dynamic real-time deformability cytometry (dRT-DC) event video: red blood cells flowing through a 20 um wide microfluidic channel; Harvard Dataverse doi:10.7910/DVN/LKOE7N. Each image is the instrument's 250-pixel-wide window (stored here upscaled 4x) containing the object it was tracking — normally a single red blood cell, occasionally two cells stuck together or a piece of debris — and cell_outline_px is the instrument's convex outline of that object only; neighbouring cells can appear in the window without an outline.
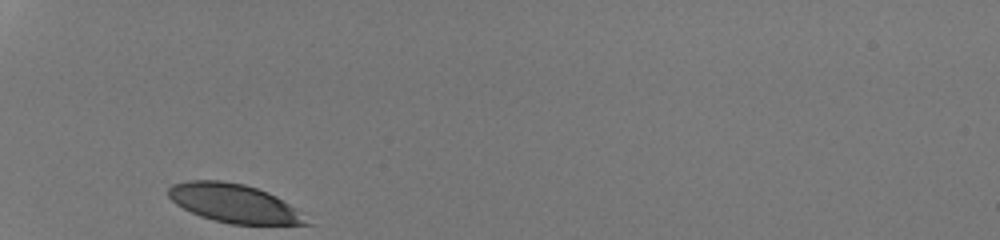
{"species": "human", "species_latin": "Homo sapiens", "temperature_condition": "room temperature", "stored_images_in_passage": 27, "camera_frame_rate_fps": 3000, "um_per_image_px": 0.085, "donor": {"sex": "male"}, "frame": {"image": 1, "passage_image": 1, "time_ms": 0.0, "image_size_px": [1000, 240], "cell_outline_px": [[316, 224], [232, 224], [212, 220], [200, 216], [176, 204], [168, 196], [168, 188], [172, 184], [188, 180], [224, 180], [244, 184], [268, 192], [276, 196], [304, 212]], "centroid_in_image_um": [19.96, 17.28], "position_along_channel_um": 65.0, "area_um2": 31.39}}
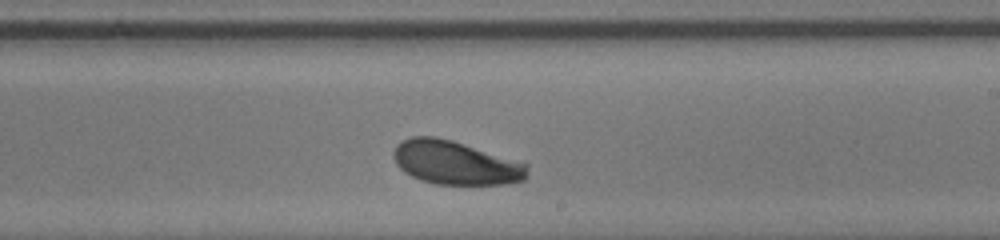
{"frame": {"image": 2, "passage_image": 16, "time_ms": 5.0, "image_size_px": [1000, 240], "cell_outline_px": [[528, 176], [524, 180], [504, 184], [436, 184], [420, 180], [404, 172], [396, 164], [392, 156], [392, 152], [396, 144], [400, 140], [412, 136], [436, 136], [452, 140], [528, 164]], "centroid_in_image_um": [38.67, 13.82], "position_along_channel_um": 250.3, "area_um2": 34.22}}
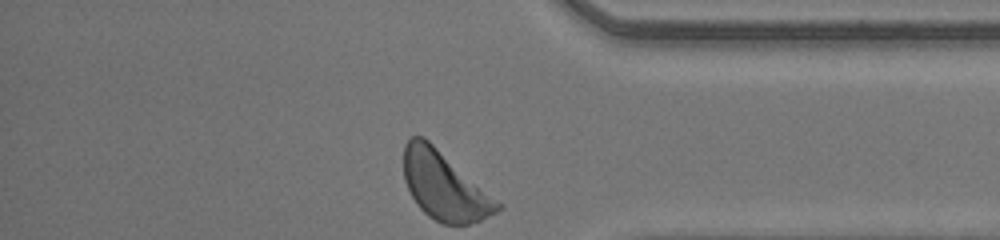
{"frame": {"image": 3, "passage_image": 27, "time_ms": 8.667, "image_size_px": [1000, 240], "cell_outline_px": [[504, 204], [496, 212], [480, 220], [468, 224], [444, 224], [428, 216], [416, 204], [404, 180], [404, 144], [412, 136], [424, 136]], "centroid_in_image_um": [37.78, 15.79], "position_along_channel_um": 397.4, "area_um2": 37.22}, "authors_computed_cell_mechanics": {"area_um2": 34.2754, "velocity_mm_per_s": 4.1681, "shape_relaxation_time_tau1_ms": 2.6812, "shape_relaxation_time_tau2_ms": null, "deformation_change_tau1": 0.1327, "deformation_change_tau2": null}}